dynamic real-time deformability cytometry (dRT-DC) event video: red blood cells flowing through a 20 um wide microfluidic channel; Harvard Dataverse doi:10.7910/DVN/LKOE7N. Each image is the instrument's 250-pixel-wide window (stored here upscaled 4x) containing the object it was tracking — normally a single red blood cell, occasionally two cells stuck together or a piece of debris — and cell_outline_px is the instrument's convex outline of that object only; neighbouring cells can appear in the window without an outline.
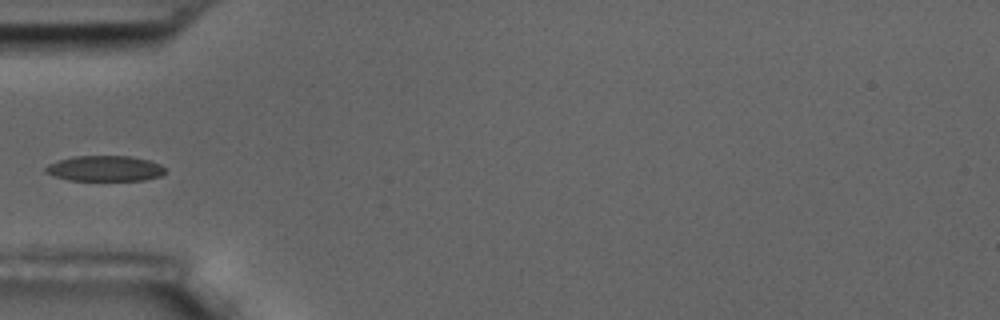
{"species": "common noctule bat (a hibernating species)", "species_latin": "Nyctalus noctula", "temperature_condition": "room temperature", "stored_images_in_passage": 7, "camera_frame_rate_fps": 3000, "um_per_image_px": 0.085, "animal": {"sex": "male", "body_mass_g": 17.5, "forearm_length_mm": 52.3}, "frame": {"image": 1, "passage_image": 5, "time_ms": 5.667, "image_size_px": [1000, 320], "cell_outline_px": [[168, 168], [160, 176], [144, 180], [68, 180], [44, 172], [44, 168], [48, 164], [60, 160], [76, 156], [132, 156], [148, 160], [160, 164]], "centroid_in_image_um": [8.94, 14.32], "position_along_channel_um": 76.1, "area_um2": 17.74}}